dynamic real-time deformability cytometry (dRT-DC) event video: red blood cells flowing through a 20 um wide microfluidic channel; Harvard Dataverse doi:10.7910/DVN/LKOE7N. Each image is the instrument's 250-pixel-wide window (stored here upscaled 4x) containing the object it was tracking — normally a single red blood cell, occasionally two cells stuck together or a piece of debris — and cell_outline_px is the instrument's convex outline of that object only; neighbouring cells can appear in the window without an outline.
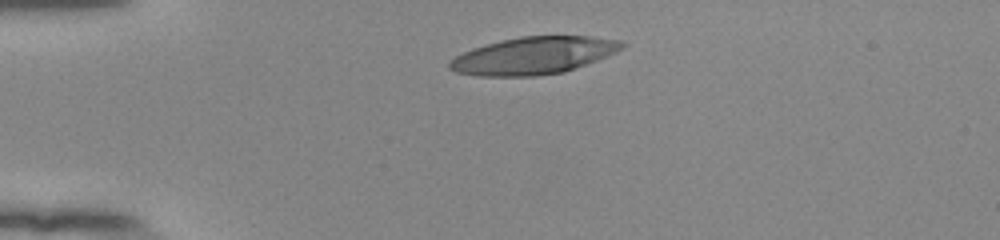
{"species": "human", "species_latin": "Homo sapiens", "temperature_condition": "room temperature", "stored_images_in_passage": 34, "camera_frame_rate_fps": 3000, "um_per_image_px": 0.085, "donor": {"sex": "female"}, "frame": {"image": 1, "passage_image": 1, "time_ms": 0.0, "image_size_px": [1000, 240], "cell_outline_px": [[628, 44], [624, 48], [616, 52], [596, 60], [564, 72], [536, 76], [476, 76], [456, 72], [448, 68], [448, 60], [472, 48], [500, 40], [520, 36], [588, 36], [624, 40]], "centroid_in_image_um": [45.35, 4.72], "position_along_channel_um": 39.6, "area_um2": 37.69}}
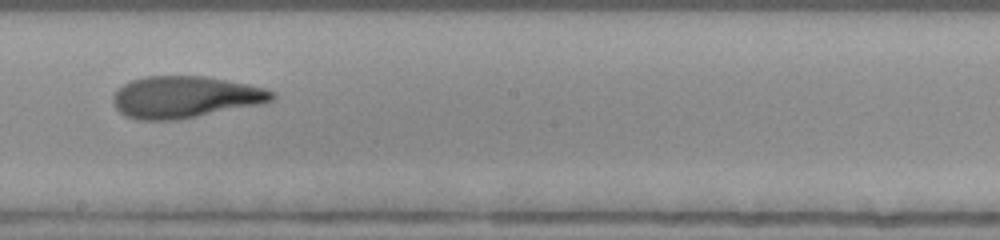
{"frame": {"image": 2, "passage_image": 19, "time_ms": 6.0, "image_size_px": [1000, 240], "cell_outline_px": [[276, 100], [260, 104], [176, 120], [136, 120], [124, 116], [116, 108], [112, 100], [112, 96], [124, 84], [132, 80], [144, 76], [204, 76], [248, 84], [264, 88], [276, 92]], "centroid_in_image_um": [15.73, 8.25], "position_along_channel_um": 232.5, "area_um2": 38.73}}
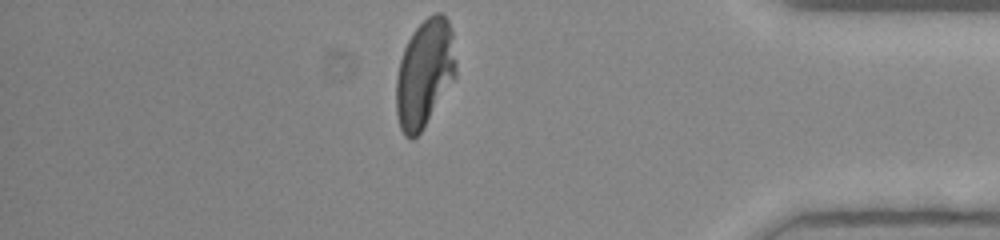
{"frame": {"image": 3, "passage_image": 34, "time_ms": 11.0, "image_size_px": [1000, 240], "cell_outline_px": [[456, 76], [420, 132], [412, 140], [404, 136], [400, 128], [396, 112], [396, 76], [400, 60], [404, 48], [412, 32], [428, 16], [436, 12], [440, 12], [448, 20], [452, 28], [456, 60]], "centroid_in_image_um": [36.09, 6.21], "position_along_channel_um": 399.1, "area_um2": 37.51}, "authors_computed_cell_mechanics": {"area_um2": 38.8127, "velocity_mm_per_s": 3.8969, "shape_relaxation_time_tau1_ms": 7.9004, "shape_relaxation_time_tau2_ms": 1.7712, "deformation_change_tau1": 0.3141, "deformation_change_tau2": 0.0967}}